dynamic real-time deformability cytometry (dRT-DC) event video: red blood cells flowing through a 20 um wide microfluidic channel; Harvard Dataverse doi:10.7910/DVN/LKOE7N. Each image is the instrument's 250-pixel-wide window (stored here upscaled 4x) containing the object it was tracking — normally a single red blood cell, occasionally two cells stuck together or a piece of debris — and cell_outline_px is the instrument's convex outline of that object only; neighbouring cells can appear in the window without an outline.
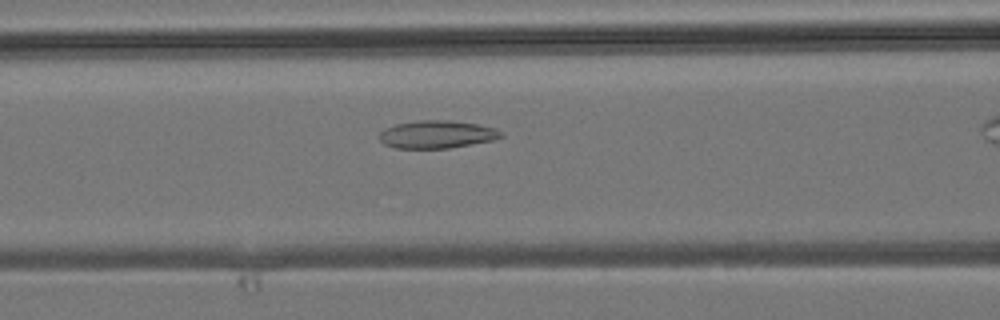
{"species": "common noctule bat (a hibernating species)", "species_latin": "Nyctalus noctula", "temperature_condition": "room temperature", "stored_images_in_passage": 29, "camera_frame_rate_fps": 3000, "um_per_image_px": 0.085, "animal": {"sex": "male", "body_mass_g": 19.2, "forearm_length_mm": 51.8}, "frame": {"image": 1, "passage_image": 12, "time_ms": 3.667, "image_size_px": [1000, 320], "cell_outline_px": [[504, 136], [492, 140], [448, 148], [396, 148], [384, 144], [380, 140], [380, 132], [384, 128], [396, 124], [420, 120], [448, 120], [476, 124], [496, 128], [504, 132]], "centroid_in_image_um": [37.14, 11.42], "position_along_channel_um": 129.5, "area_um2": 19.59}}
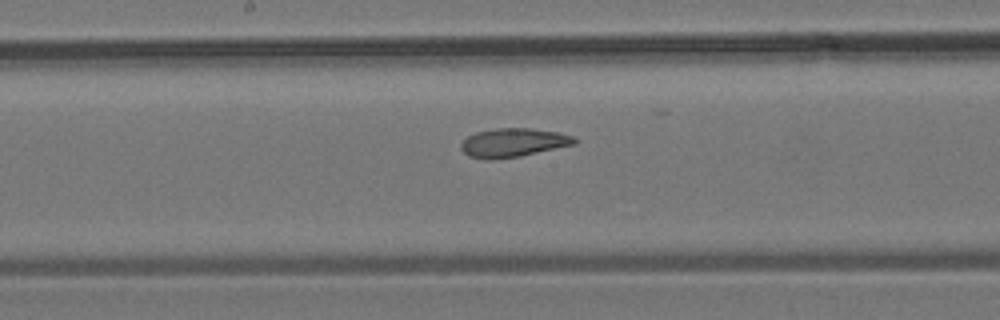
{"frame": {"image": 2, "passage_image": 17, "time_ms": 5.333, "image_size_px": [1000, 320], "cell_outline_px": [[576, 144], [520, 156], [488, 160], [468, 156], [460, 148], [460, 144], [468, 136], [476, 132], [496, 128], [528, 128], [560, 132], [572, 136], [576, 140]], "centroid_in_image_um": [43.61, 12.12], "position_along_channel_um": 204.6, "area_um2": 18.96}}
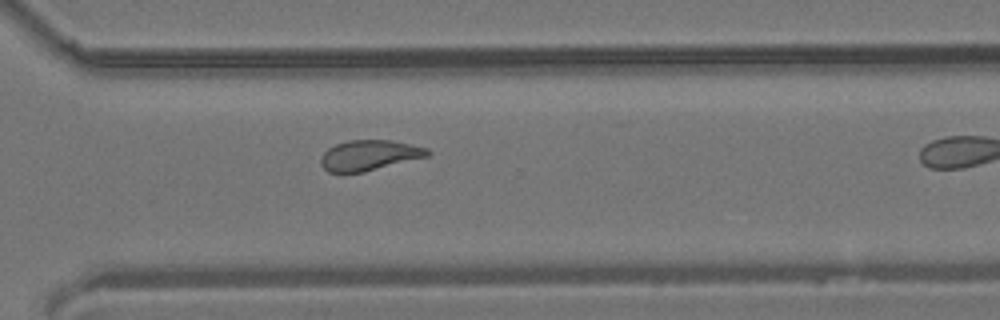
{"frame": {"image": 3, "passage_image": 26, "time_ms": 8.333, "image_size_px": [1000, 320], "cell_outline_px": [[432, 152], [428, 156], [364, 172], [344, 176], [328, 172], [320, 164], [320, 156], [328, 148], [336, 144], [348, 140], [392, 140], [428, 148]], "centroid_in_image_um": [31.33, 13.23], "position_along_channel_um": 339.3, "area_um2": 19.42}}